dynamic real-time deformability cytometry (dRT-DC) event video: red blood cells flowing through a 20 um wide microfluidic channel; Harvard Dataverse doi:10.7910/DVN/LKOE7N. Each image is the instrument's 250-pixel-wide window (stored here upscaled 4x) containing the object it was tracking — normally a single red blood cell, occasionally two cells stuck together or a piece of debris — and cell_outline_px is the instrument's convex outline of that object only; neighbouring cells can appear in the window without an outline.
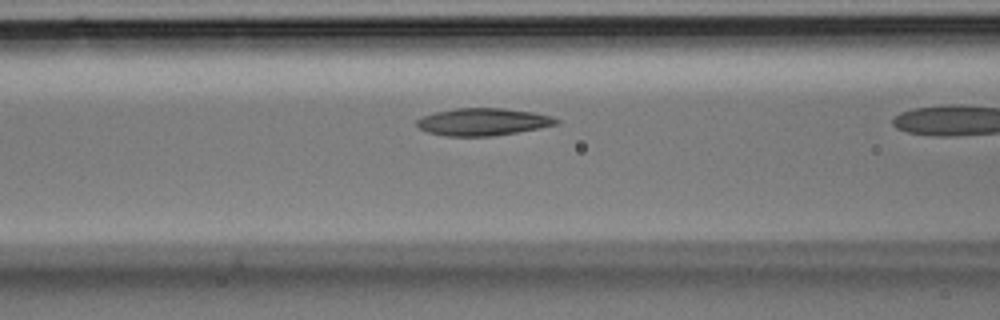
{"species": "Egyptian fruit bat (a non-hibernating species)", "species_latin": "Rousettus aegyptiacus", "temperature_condition": "room temperature", "stored_images_in_passage": 8, "camera_frame_rate_fps": 3000, "um_per_image_px": 0.085, "animal": {"sex": "male"}, "frame": {"image": 1, "passage_image": 7, "time_ms": 2.0, "image_size_px": [1000, 320], "cell_outline_px": [[560, 124], [540, 128], [492, 136], [444, 136], [428, 132], [420, 128], [416, 124], [416, 120], [420, 116], [432, 112], [456, 108], [504, 108], [532, 112], [552, 116], [560, 120]], "centroid_in_image_um": [41.04, 10.35], "position_along_channel_um": 125.6, "area_um2": 22.43}}